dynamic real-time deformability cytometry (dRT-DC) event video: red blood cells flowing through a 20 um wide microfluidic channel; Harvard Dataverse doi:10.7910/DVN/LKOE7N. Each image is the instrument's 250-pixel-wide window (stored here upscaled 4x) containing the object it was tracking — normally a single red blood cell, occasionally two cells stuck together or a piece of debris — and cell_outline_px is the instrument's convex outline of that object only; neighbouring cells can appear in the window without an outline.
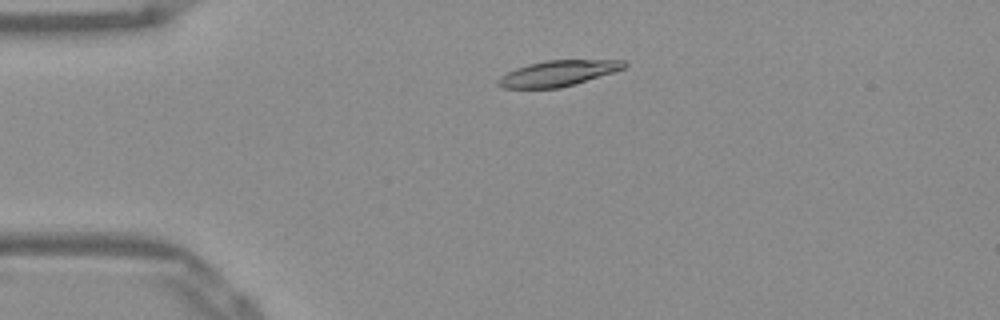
{"species": "Egyptian fruit bat (a non-hibernating species)", "species_latin": "Rousettus aegyptiacus", "temperature_condition": "warm", "stored_images_in_passage": 50, "camera_frame_rate_fps": 3000, "um_per_image_px": 0.085, "frame": {"image": 1, "passage_image": 9, "time_ms": 2.667, "image_size_px": [1000, 320], "cell_outline_px": [[628, 64], [624, 68], [612, 72], [560, 88], [500, 88], [496, 84], [496, 80], [500, 76], [516, 68], [528, 64], [544, 60], [624, 60]], "centroid_in_image_um": [47.36, 6.23], "position_along_channel_um": 37.6, "area_um2": 18.73}}
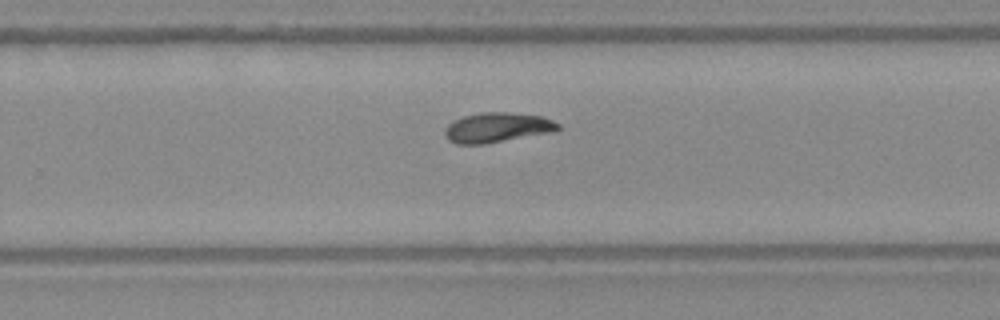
{"frame": {"image": 2, "passage_image": 31, "time_ms": 10.0, "image_size_px": [1000, 320], "cell_outline_px": [[560, 128], [556, 132], [484, 144], [456, 144], [448, 140], [444, 136], [444, 128], [452, 120], [464, 116], [480, 112], [508, 112], [544, 116], [560, 124]], "centroid_in_image_um": [42.27, 10.84], "position_along_channel_um": 287.5, "area_um2": 20.11}}
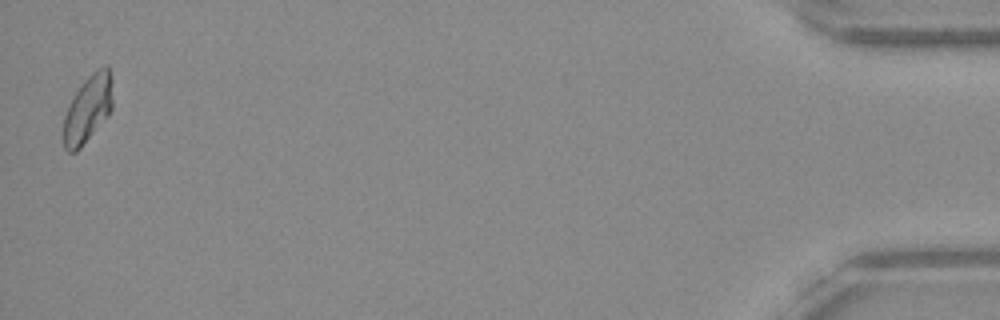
{"frame": {"image": 3, "passage_image": 49, "time_ms": 16.0, "image_size_px": [1000, 320], "cell_outline_px": [[112, 108], [108, 116], [80, 148], [76, 152], [68, 152], [64, 148], [64, 116], [76, 92], [88, 76], [96, 68], [104, 64], [108, 64], [112, 80]], "centroid_in_image_um": [7.5, 9.22], "position_along_channel_um": 427.7, "area_um2": 19.19}, "authors_computed_cell_mechanics": {"area_um2": 19.1318, "velocity_mm_per_s": 3.8702, "shape_relaxation_time_tau1_ms": null, "shape_relaxation_time_tau2_ms": 2.9865, "deformation_change_tau1": null, "deformation_change_tau2": 0.0757}}